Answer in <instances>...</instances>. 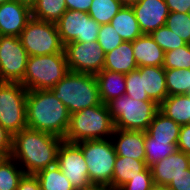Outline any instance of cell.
I'll return each mask as SVG.
<instances>
[{"label":"cell","instance_id":"1","mask_svg":"<svg viewBox=\"0 0 190 190\" xmlns=\"http://www.w3.org/2000/svg\"><path fill=\"white\" fill-rule=\"evenodd\" d=\"M63 140L27 127L13 135L11 157L25 174H36L57 164V152Z\"/></svg>","mask_w":190,"mask_h":190},{"label":"cell","instance_id":"2","mask_svg":"<svg viewBox=\"0 0 190 190\" xmlns=\"http://www.w3.org/2000/svg\"><path fill=\"white\" fill-rule=\"evenodd\" d=\"M67 107L50 90H29L26 98V122L30 129L64 139L70 121Z\"/></svg>","mask_w":190,"mask_h":190},{"label":"cell","instance_id":"3","mask_svg":"<svg viewBox=\"0 0 190 190\" xmlns=\"http://www.w3.org/2000/svg\"><path fill=\"white\" fill-rule=\"evenodd\" d=\"M50 91L70 114L102 104L95 75L69 72Z\"/></svg>","mask_w":190,"mask_h":190},{"label":"cell","instance_id":"4","mask_svg":"<svg viewBox=\"0 0 190 190\" xmlns=\"http://www.w3.org/2000/svg\"><path fill=\"white\" fill-rule=\"evenodd\" d=\"M114 123L106 104H99L70 115L64 141L78 143L84 140L111 138Z\"/></svg>","mask_w":190,"mask_h":190},{"label":"cell","instance_id":"5","mask_svg":"<svg viewBox=\"0 0 190 190\" xmlns=\"http://www.w3.org/2000/svg\"><path fill=\"white\" fill-rule=\"evenodd\" d=\"M65 52L29 56L21 85L29 90H50L69 73Z\"/></svg>","mask_w":190,"mask_h":190},{"label":"cell","instance_id":"6","mask_svg":"<svg viewBox=\"0 0 190 190\" xmlns=\"http://www.w3.org/2000/svg\"><path fill=\"white\" fill-rule=\"evenodd\" d=\"M114 129L146 131L159 105L154 101H138L124 94L107 104Z\"/></svg>","mask_w":190,"mask_h":190},{"label":"cell","instance_id":"7","mask_svg":"<svg viewBox=\"0 0 190 190\" xmlns=\"http://www.w3.org/2000/svg\"><path fill=\"white\" fill-rule=\"evenodd\" d=\"M76 144L85 158L90 182L111 186L117 158L112 139L84 140Z\"/></svg>","mask_w":190,"mask_h":190},{"label":"cell","instance_id":"8","mask_svg":"<svg viewBox=\"0 0 190 190\" xmlns=\"http://www.w3.org/2000/svg\"><path fill=\"white\" fill-rule=\"evenodd\" d=\"M29 56L51 55L64 51L57 25L31 17L19 35Z\"/></svg>","mask_w":190,"mask_h":190},{"label":"cell","instance_id":"9","mask_svg":"<svg viewBox=\"0 0 190 190\" xmlns=\"http://www.w3.org/2000/svg\"><path fill=\"white\" fill-rule=\"evenodd\" d=\"M27 92L21 83L0 82V125L12 136L27 128Z\"/></svg>","mask_w":190,"mask_h":190},{"label":"cell","instance_id":"10","mask_svg":"<svg viewBox=\"0 0 190 190\" xmlns=\"http://www.w3.org/2000/svg\"><path fill=\"white\" fill-rule=\"evenodd\" d=\"M64 52L70 72L97 75L103 70L106 53L97 41L70 42Z\"/></svg>","mask_w":190,"mask_h":190},{"label":"cell","instance_id":"11","mask_svg":"<svg viewBox=\"0 0 190 190\" xmlns=\"http://www.w3.org/2000/svg\"><path fill=\"white\" fill-rule=\"evenodd\" d=\"M28 58L19 37L0 35V82L21 83Z\"/></svg>","mask_w":190,"mask_h":190},{"label":"cell","instance_id":"12","mask_svg":"<svg viewBox=\"0 0 190 190\" xmlns=\"http://www.w3.org/2000/svg\"><path fill=\"white\" fill-rule=\"evenodd\" d=\"M61 42L97 41L100 24L92 19L88 13L77 10H67L56 22Z\"/></svg>","mask_w":190,"mask_h":190},{"label":"cell","instance_id":"13","mask_svg":"<svg viewBox=\"0 0 190 190\" xmlns=\"http://www.w3.org/2000/svg\"><path fill=\"white\" fill-rule=\"evenodd\" d=\"M57 165L75 190L91 183L85 158L76 143L62 141L57 152Z\"/></svg>","mask_w":190,"mask_h":190},{"label":"cell","instance_id":"14","mask_svg":"<svg viewBox=\"0 0 190 190\" xmlns=\"http://www.w3.org/2000/svg\"><path fill=\"white\" fill-rule=\"evenodd\" d=\"M131 7L143 34L164 26L169 15L165 0H141Z\"/></svg>","mask_w":190,"mask_h":190},{"label":"cell","instance_id":"15","mask_svg":"<svg viewBox=\"0 0 190 190\" xmlns=\"http://www.w3.org/2000/svg\"><path fill=\"white\" fill-rule=\"evenodd\" d=\"M31 17V7L27 4L16 0L3 3L0 5V35L19 37Z\"/></svg>","mask_w":190,"mask_h":190},{"label":"cell","instance_id":"16","mask_svg":"<svg viewBox=\"0 0 190 190\" xmlns=\"http://www.w3.org/2000/svg\"><path fill=\"white\" fill-rule=\"evenodd\" d=\"M190 167V155L177 150L170 156L150 166L153 183L168 185L172 179L184 173Z\"/></svg>","mask_w":190,"mask_h":190},{"label":"cell","instance_id":"17","mask_svg":"<svg viewBox=\"0 0 190 190\" xmlns=\"http://www.w3.org/2000/svg\"><path fill=\"white\" fill-rule=\"evenodd\" d=\"M111 139L117 156L145 161V131L114 129Z\"/></svg>","mask_w":190,"mask_h":190},{"label":"cell","instance_id":"18","mask_svg":"<svg viewBox=\"0 0 190 190\" xmlns=\"http://www.w3.org/2000/svg\"><path fill=\"white\" fill-rule=\"evenodd\" d=\"M132 48L138 67L163 66L165 51L150 34H143L132 41Z\"/></svg>","mask_w":190,"mask_h":190},{"label":"cell","instance_id":"19","mask_svg":"<svg viewBox=\"0 0 190 190\" xmlns=\"http://www.w3.org/2000/svg\"><path fill=\"white\" fill-rule=\"evenodd\" d=\"M143 92H146L150 100L160 105L167 97L165 69L163 66L140 67Z\"/></svg>","mask_w":190,"mask_h":190},{"label":"cell","instance_id":"20","mask_svg":"<svg viewBox=\"0 0 190 190\" xmlns=\"http://www.w3.org/2000/svg\"><path fill=\"white\" fill-rule=\"evenodd\" d=\"M137 68L132 42L123 41L118 47L105 55L103 70L127 74Z\"/></svg>","mask_w":190,"mask_h":190},{"label":"cell","instance_id":"21","mask_svg":"<svg viewBox=\"0 0 190 190\" xmlns=\"http://www.w3.org/2000/svg\"><path fill=\"white\" fill-rule=\"evenodd\" d=\"M95 77L103 104H107L126 93L125 74L102 70Z\"/></svg>","mask_w":190,"mask_h":190},{"label":"cell","instance_id":"22","mask_svg":"<svg viewBox=\"0 0 190 190\" xmlns=\"http://www.w3.org/2000/svg\"><path fill=\"white\" fill-rule=\"evenodd\" d=\"M146 167L147 165L145 161L136 160L126 156H117L114 165L111 187L114 190H119L132 178L140 176V172H142Z\"/></svg>","mask_w":190,"mask_h":190},{"label":"cell","instance_id":"23","mask_svg":"<svg viewBox=\"0 0 190 190\" xmlns=\"http://www.w3.org/2000/svg\"><path fill=\"white\" fill-rule=\"evenodd\" d=\"M180 129L181 125L158 110L145 132L155 140L178 143Z\"/></svg>","mask_w":190,"mask_h":190},{"label":"cell","instance_id":"24","mask_svg":"<svg viewBox=\"0 0 190 190\" xmlns=\"http://www.w3.org/2000/svg\"><path fill=\"white\" fill-rule=\"evenodd\" d=\"M110 24L123 41L132 42L143 35L131 6H123Z\"/></svg>","mask_w":190,"mask_h":190},{"label":"cell","instance_id":"25","mask_svg":"<svg viewBox=\"0 0 190 190\" xmlns=\"http://www.w3.org/2000/svg\"><path fill=\"white\" fill-rule=\"evenodd\" d=\"M159 110L181 126L190 124V95L168 96Z\"/></svg>","mask_w":190,"mask_h":190},{"label":"cell","instance_id":"26","mask_svg":"<svg viewBox=\"0 0 190 190\" xmlns=\"http://www.w3.org/2000/svg\"><path fill=\"white\" fill-rule=\"evenodd\" d=\"M35 175L39 181L41 190H75L57 164L42 169Z\"/></svg>","mask_w":190,"mask_h":190},{"label":"cell","instance_id":"27","mask_svg":"<svg viewBox=\"0 0 190 190\" xmlns=\"http://www.w3.org/2000/svg\"><path fill=\"white\" fill-rule=\"evenodd\" d=\"M67 11L65 0H36L31 6L33 18L56 23Z\"/></svg>","mask_w":190,"mask_h":190},{"label":"cell","instance_id":"28","mask_svg":"<svg viewBox=\"0 0 190 190\" xmlns=\"http://www.w3.org/2000/svg\"><path fill=\"white\" fill-rule=\"evenodd\" d=\"M178 150L177 143L155 140L145 132V163L147 167L163 160Z\"/></svg>","mask_w":190,"mask_h":190},{"label":"cell","instance_id":"29","mask_svg":"<svg viewBox=\"0 0 190 190\" xmlns=\"http://www.w3.org/2000/svg\"><path fill=\"white\" fill-rule=\"evenodd\" d=\"M168 96L190 95V69H165Z\"/></svg>","mask_w":190,"mask_h":190},{"label":"cell","instance_id":"30","mask_svg":"<svg viewBox=\"0 0 190 190\" xmlns=\"http://www.w3.org/2000/svg\"><path fill=\"white\" fill-rule=\"evenodd\" d=\"M124 5L119 0H93L89 16L100 25L108 24Z\"/></svg>","mask_w":190,"mask_h":190},{"label":"cell","instance_id":"31","mask_svg":"<svg viewBox=\"0 0 190 190\" xmlns=\"http://www.w3.org/2000/svg\"><path fill=\"white\" fill-rule=\"evenodd\" d=\"M24 174L21 166L10 157L0 165V190H17Z\"/></svg>","mask_w":190,"mask_h":190},{"label":"cell","instance_id":"32","mask_svg":"<svg viewBox=\"0 0 190 190\" xmlns=\"http://www.w3.org/2000/svg\"><path fill=\"white\" fill-rule=\"evenodd\" d=\"M164 69H190V44L165 52Z\"/></svg>","mask_w":190,"mask_h":190},{"label":"cell","instance_id":"33","mask_svg":"<svg viewBox=\"0 0 190 190\" xmlns=\"http://www.w3.org/2000/svg\"><path fill=\"white\" fill-rule=\"evenodd\" d=\"M165 25L187 44H190V12H169Z\"/></svg>","mask_w":190,"mask_h":190},{"label":"cell","instance_id":"34","mask_svg":"<svg viewBox=\"0 0 190 190\" xmlns=\"http://www.w3.org/2000/svg\"><path fill=\"white\" fill-rule=\"evenodd\" d=\"M150 35L165 52L187 44L181 37L177 36L166 25L161 26Z\"/></svg>","mask_w":190,"mask_h":190},{"label":"cell","instance_id":"35","mask_svg":"<svg viewBox=\"0 0 190 190\" xmlns=\"http://www.w3.org/2000/svg\"><path fill=\"white\" fill-rule=\"evenodd\" d=\"M126 95L138 101H152L146 92H143L142 78L140 76V67L125 74Z\"/></svg>","mask_w":190,"mask_h":190},{"label":"cell","instance_id":"36","mask_svg":"<svg viewBox=\"0 0 190 190\" xmlns=\"http://www.w3.org/2000/svg\"><path fill=\"white\" fill-rule=\"evenodd\" d=\"M99 47L105 52H109L118 47L122 42V38L113 28V26L108 23L100 25V30L97 38Z\"/></svg>","mask_w":190,"mask_h":190},{"label":"cell","instance_id":"37","mask_svg":"<svg viewBox=\"0 0 190 190\" xmlns=\"http://www.w3.org/2000/svg\"><path fill=\"white\" fill-rule=\"evenodd\" d=\"M152 185L153 177L151 174V169L150 167H146L142 172H140V176L132 178L119 190H149Z\"/></svg>","mask_w":190,"mask_h":190},{"label":"cell","instance_id":"38","mask_svg":"<svg viewBox=\"0 0 190 190\" xmlns=\"http://www.w3.org/2000/svg\"><path fill=\"white\" fill-rule=\"evenodd\" d=\"M171 190H190V167L167 185Z\"/></svg>","mask_w":190,"mask_h":190},{"label":"cell","instance_id":"39","mask_svg":"<svg viewBox=\"0 0 190 190\" xmlns=\"http://www.w3.org/2000/svg\"><path fill=\"white\" fill-rule=\"evenodd\" d=\"M177 147L179 151L190 155V124L181 126Z\"/></svg>","mask_w":190,"mask_h":190},{"label":"cell","instance_id":"40","mask_svg":"<svg viewBox=\"0 0 190 190\" xmlns=\"http://www.w3.org/2000/svg\"><path fill=\"white\" fill-rule=\"evenodd\" d=\"M17 190H41L39 181L35 174H24Z\"/></svg>","mask_w":190,"mask_h":190},{"label":"cell","instance_id":"41","mask_svg":"<svg viewBox=\"0 0 190 190\" xmlns=\"http://www.w3.org/2000/svg\"><path fill=\"white\" fill-rule=\"evenodd\" d=\"M169 12L189 13L190 0H165Z\"/></svg>","mask_w":190,"mask_h":190},{"label":"cell","instance_id":"42","mask_svg":"<svg viewBox=\"0 0 190 190\" xmlns=\"http://www.w3.org/2000/svg\"><path fill=\"white\" fill-rule=\"evenodd\" d=\"M93 0H65L67 10L88 13Z\"/></svg>","mask_w":190,"mask_h":190},{"label":"cell","instance_id":"43","mask_svg":"<svg viewBox=\"0 0 190 190\" xmlns=\"http://www.w3.org/2000/svg\"><path fill=\"white\" fill-rule=\"evenodd\" d=\"M13 136L0 125V149H12Z\"/></svg>","mask_w":190,"mask_h":190},{"label":"cell","instance_id":"44","mask_svg":"<svg viewBox=\"0 0 190 190\" xmlns=\"http://www.w3.org/2000/svg\"><path fill=\"white\" fill-rule=\"evenodd\" d=\"M79 190H114V189L110 185L90 183L89 185Z\"/></svg>","mask_w":190,"mask_h":190},{"label":"cell","instance_id":"45","mask_svg":"<svg viewBox=\"0 0 190 190\" xmlns=\"http://www.w3.org/2000/svg\"><path fill=\"white\" fill-rule=\"evenodd\" d=\"M12 149H0V165L11 157Z\"/></svg>","mask_w":190,"mask_h":190},{"label":"cell","instance_id":"46","mask_svg":"<svg viewBox=\"0 0 190 190\" xmlns=\"http://www.w3.org/2000/svg\"><path fill=\"white\" fill-rule=\"evenodd\" d=\"M149 190H171L167 185L154 184L150 187Z\"/></svg>","mask_w":190,"mask_h":190},{"label":"cell","instance_id":"47","mask_svg":"<svg viewBox=\"0 0 190 190\" xmlns=\"http://www.w3.org/2000/svg\"><path fill=\"white\" fill-rule=\"evenodd\" d=\"M124 6H132L133 4H136L140 2L141 0H119Z\"/></svg>","mask_w":190,"mask_h":190},{"label":"cell","instance_id":"48","mask_svg":"<svg viewBox=\"0 0 190 190\" xmlns=\"http://www.w3.org/2000/svg\"><path fill=\"white\" fill-rule=\"evenodd\" d=\"M16 1L27 4L28 6L31 7L35 3L36 0H16Z\"/></svg>","mask_w":190,"mask_h":190},{"label":"cell","instance_id":"49","mask_svg":"<svg viewBox=\"0 0 190 190\" xmlns=\"http://www.w3.org/2000/svg\"><path fill=\"white\" fill-rule=\"evenodd\" d=\"M9 1H12V0H0V5H2L5 2H9Z\"/></svg>","mask_w":190,"mask_h":190}]
</instances>
